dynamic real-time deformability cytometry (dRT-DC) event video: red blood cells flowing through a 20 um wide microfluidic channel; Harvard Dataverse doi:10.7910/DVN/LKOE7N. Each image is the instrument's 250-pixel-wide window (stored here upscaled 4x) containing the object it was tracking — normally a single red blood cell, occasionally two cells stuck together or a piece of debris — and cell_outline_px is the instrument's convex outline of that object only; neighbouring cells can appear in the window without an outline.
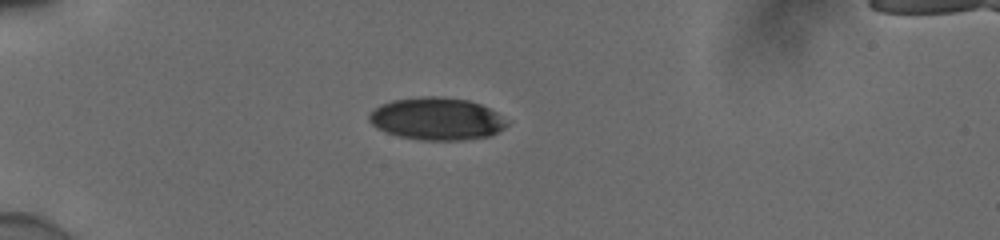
{"species": "human", "species_latin": "Homo sapiens", "temperature_condition": "cold", "stored_images_in_passage": 27, "camera_frame_rate_fps": 3000, "um_per_image_px": 0.085, "donor": {"sex": "male"}, "frame": {"image": 1, "passage_image": 8, "time_ms": 2.333, "image_size_px": [1000, 240], "cell_outline_px": [[508, 124], [504, 128], [492, 136], [464, 140], [420, 140], [400, 136], [376, 128], [368, 120], [368, 116], [380, 104], [392, 100], [424, 96], [436, 96], [468, 100], [480, 104], [496, 112]], "centroid_in_image_um": [37.12, 10.1], "position_along_channel_um": 47.9, "area_um2": 33.93}}
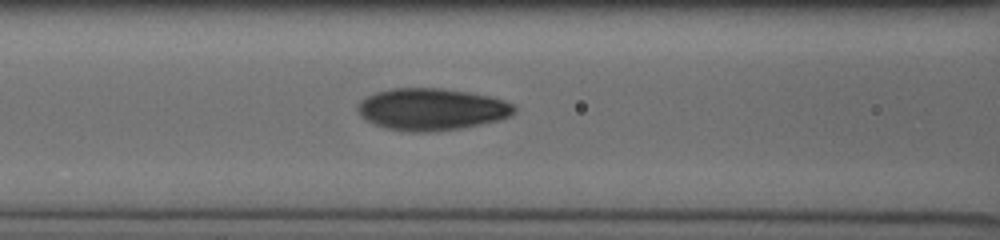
{"frame": {"image": 2, "passage_image": 16, "time_ms": 5.0, "image_size_px": [1000, 240], "cell_outline_px": [[516, 108], [508, 116], [500, 120], [460, 128], [428, 132], [412, 132], [388, 128], [364, 120], [360, 116], [356, 108], [360, 100], [376, 92], [392, 88], [440, 88], [468, 92], [488, 96], [504, 100], [512, 104]], "centroid_in_image_um": [36.64, 9.28], "position_along_channel_um": 130.0, "area_um2": 38.03}}
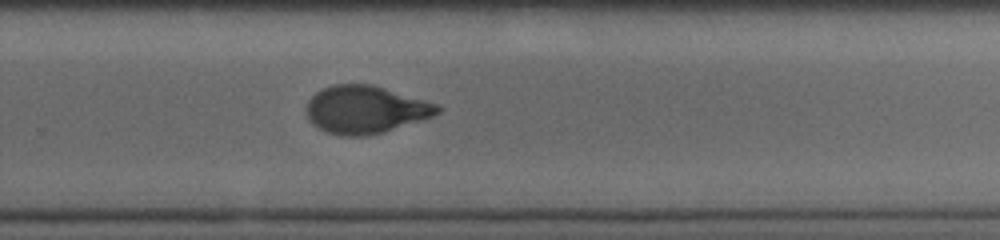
{"frame": {"image": 3, "passage_image": 27, "time_ms": 8.667, "image_size_px": [1000, 240], "cell_outline_px": [[444, 108], [440, 112], [432, 116], [384, 132], [368, 136], [340, 136], [328, 132], [312, 124], [308, 120], [308, 100], [316, 92], [332, 84], [372, 84], [436, 104]], "centroid_in_image_um": [31.05, 9.32], "position_along_channel_um": 298.7, "area_um2": 36.13}}